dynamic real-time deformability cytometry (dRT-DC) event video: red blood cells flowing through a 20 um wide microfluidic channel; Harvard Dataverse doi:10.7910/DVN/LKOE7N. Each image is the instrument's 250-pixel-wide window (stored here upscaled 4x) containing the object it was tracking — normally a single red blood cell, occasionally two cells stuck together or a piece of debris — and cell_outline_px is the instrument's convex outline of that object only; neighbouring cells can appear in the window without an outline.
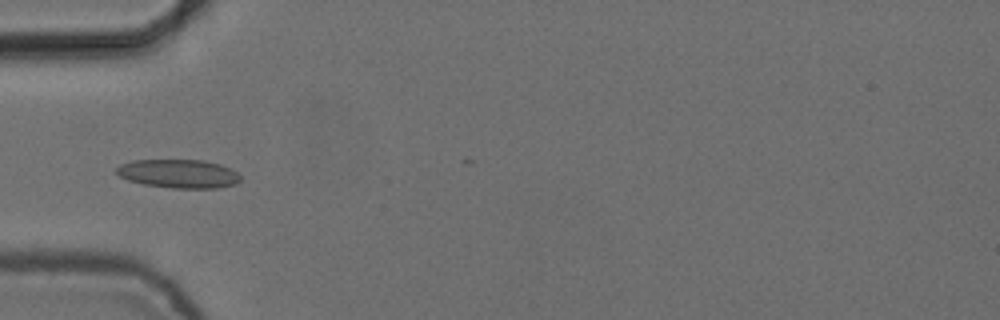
{"species": "common noctule bat (a hibernating species)", "species_latin": "Nyctalus noctula", "temperature_condition": "cold", "stored_images_in_passage": 6, "camera_frame_rate_fps": 3000, "um_per_image_px": 0.085, "animal": {"sex": "female", "body_mass_g": 24.6, "forearm_length_mm": 56.2}, "frame": {"image": 1, "passage_image": 4, "time_ms": 1.0, "image_size_px": [1000, 320], "cell_outline_px": [[240, 180], [236, 184], [216, 188], [172, 188], [144, 184], [128, 180], [120, 176], [116, 172], [116, 168], [120, 164], [132, 160], [204, 160], [220, 164], [236, 172], [240, 176]], "centroid_in_image_um": [15.17, 14.76], "position_along_channel_um": 69.8, "area_um2": 20.63}}
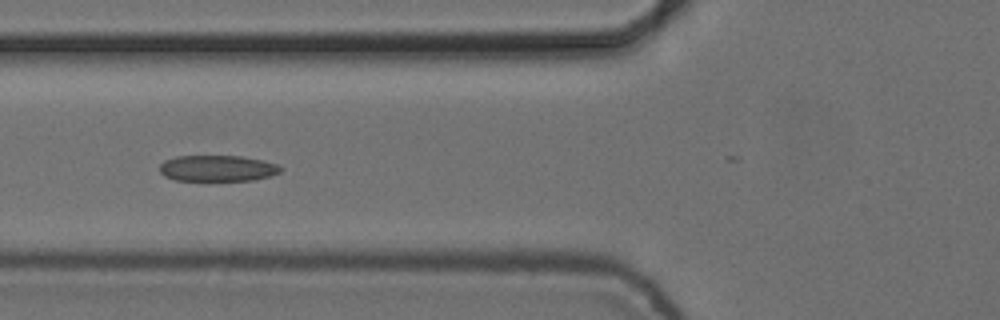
{"frame": {"image": 2, "passage_image": 5, "time_ms": 1.333, "image_size_px": [1000, 320], "cell_outline_px": [[284, 168], [280, 172], [272, 176], [252, 180], [176, 180], [164, 176], [160, 172], [160, 164], [164, 160], [176, 156], [240, 156], [264, 160], [276, 164]], "centroid_in_image_um": [18.5, 14.3], "position_along_channel_um": 107.3, "area_um2": 18.44}}
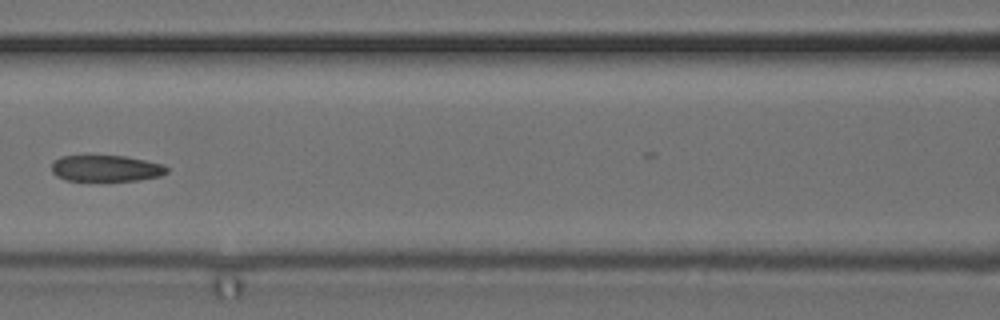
{"frame": {"image": 3, "passage_image": 6, "time_ms": 1.667, "image_size_px": [1000, 320], "cell_outline_px": [[168, 172], [160, 176], [140, 180], [68, 180], [56, 176], [52, 172], [52, 164], [60, 156], [124, 156], [164, 164], [168, 168]], "centroid_in_image_um": [9.04, 14.31], "position_along_channel_um": 157.6, "area_um2": 17.46}}